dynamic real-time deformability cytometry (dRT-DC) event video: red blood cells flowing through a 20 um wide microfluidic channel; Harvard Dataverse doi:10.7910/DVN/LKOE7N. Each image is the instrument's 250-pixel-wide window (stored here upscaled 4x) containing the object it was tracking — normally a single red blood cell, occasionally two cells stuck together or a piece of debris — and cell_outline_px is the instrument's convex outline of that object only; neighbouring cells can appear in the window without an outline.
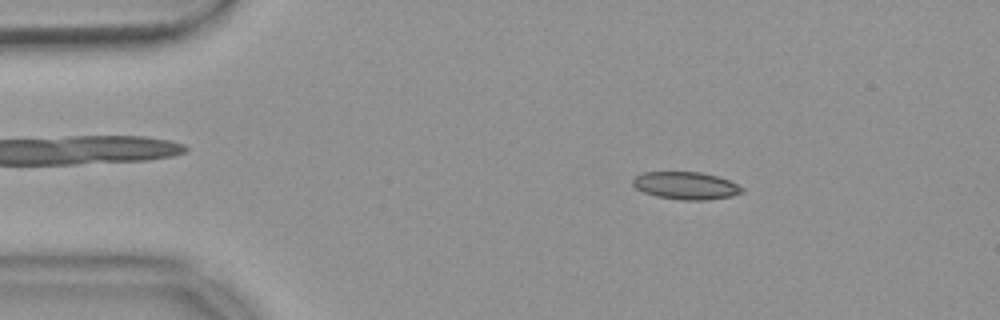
{"species": "common noctule bat (a hibernating species)", "species_latin": "Nyctalus noctula", "temperature_condition": "warm", "stored_images_in_passage": 53, "camera_frame_rate_fps": 3000, "um_per_image_px": 0.085, "animal": {"sex": "female", "body_mass_g": 18.4}, "frame": {"image": 1, "passage_image": 7, "time_ms": 2.0, "image_size_px": [1000, 320], "cell_outline_px": [[744, 192], [732, 196], [704, 200], [680, 200], [656, 196], [644, 192], [636, 188], [632, 184], [632, 180], [636, 176], [644, 172], [700, 172], [716, 176], [728, 180], [744, 188]], "centroid_in_image_um": [58.29, 15.78], "position_along_channel_um": 26.7, "area_um2": 17.46}}
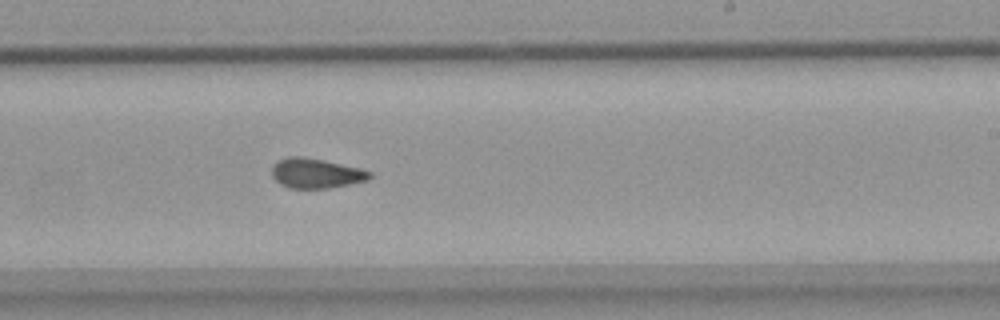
{"frame": {"image": 2, "passage_image": 31, "time_ms": 10.0, "image_size_px": [1000, 320], "cell_outline_px": [[372, 176], [368, 180], [328, 188], [288, 188], [280, 184], [272, 176], [272, 164], [276, 160], [288, 156], [304, 156], [324, 160], [360, 168], [372, 172]], "centroid_in_image_um": [26.82, 14.71], "position_along_channel_um": 262.2, "area_um2": 17.17}}
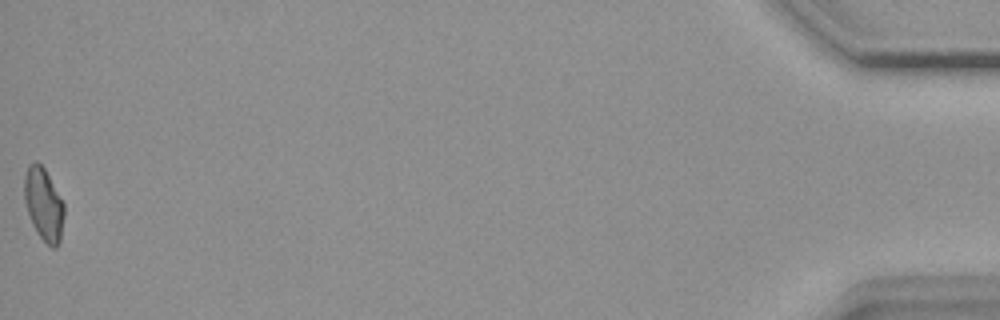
{"frame": {"image": 3, "passage_image": 53, "time_ms": 17.333, "image_size_px": [1000, 320], "cell_outline_px": [[64, 216], [60, 240], [56, 248], [52, 248], [36, 232], [32, 224], [24, 200], [24, 176], [28, 164], [36, 160], [44, 168], [64, 204]], "centroid_in_image_um": [3.7, 17.35], "position_along_channel_um": 431.5, "area_um2": 16.76}, "authors_computed_cell_mechanics": {"area_um2": 17.2822, "velocity_mm_per_s": 3.6748, "shape_relaxation_time_tau1_ms": null, "shape_relaxation_time_tau2_ms": 2.1683, "deformation_change_tau1": null, "deformation_change_tau2": 0.0842}}